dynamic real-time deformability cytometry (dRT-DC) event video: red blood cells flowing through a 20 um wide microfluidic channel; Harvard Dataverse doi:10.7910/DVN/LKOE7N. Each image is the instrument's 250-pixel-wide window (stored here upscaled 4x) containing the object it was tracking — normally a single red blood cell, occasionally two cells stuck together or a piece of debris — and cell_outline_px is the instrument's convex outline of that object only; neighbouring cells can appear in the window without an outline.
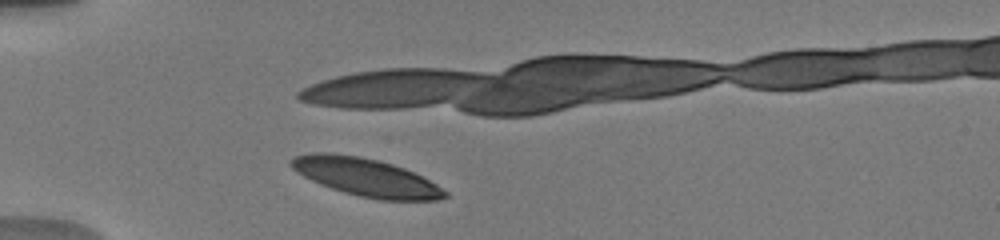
{"species": "human", "species_latin": "Homo sapiens", "temperature_condition": "warm", "stored_images_in_passage": 1, "camera_frame_rate_fps": 3000, "um_per_image_px": 0.085, "donor": {"sex": "male"}, "frame": {"image": 1, "passage_image": 1, "time_ms": 0.0, "image_size_px": [1000, 240], "cell_outline_px": [[448, 196], [440, 200], [380, 200], [360, 196], [344, 192], [320, 184], [296, 172], [288, 164], [296, 156], [312, 152], [328, 152], [360, 156], [392, 164], [404, 168], [436, 184], [448, 192]], "centroid_in_image_um": [31.1, 15.06], "position_along_channel_um": 53.9, "area_um2": 33.76}}